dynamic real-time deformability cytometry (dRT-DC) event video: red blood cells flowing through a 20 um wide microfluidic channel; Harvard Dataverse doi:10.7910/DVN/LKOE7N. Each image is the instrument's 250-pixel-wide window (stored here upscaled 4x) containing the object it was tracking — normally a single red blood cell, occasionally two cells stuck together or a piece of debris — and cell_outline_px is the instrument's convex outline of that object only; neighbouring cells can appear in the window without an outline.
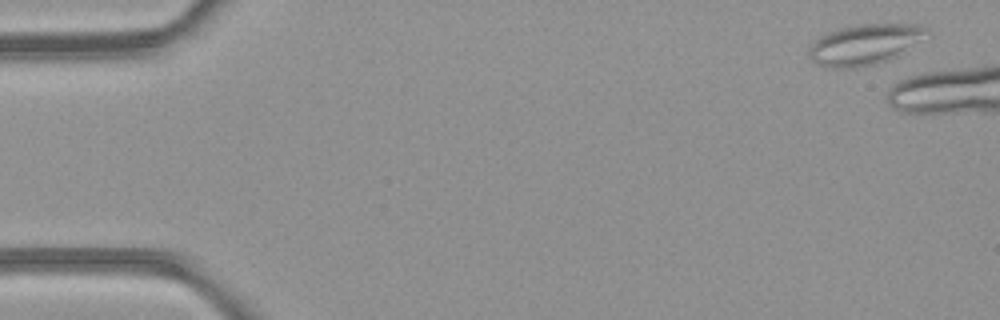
{"species": "common noctule bat (a hibernating species)", "species_latin": "Nyctalus noctula", "temperature_condition": "room temperature", "stored_images_in_passage": 10, "camera_frame_rate_fps": 3000, "um_per_image_px": 0.085, "animal": {"sex": "female", "body_mass_g": 21.9}, "frame": {"image": 1, "passage_image": 1, "time_ms": 0.0, "image_size_px": [1000, 320], "cell_outline_px": [[932, 36], [896, 56], [876, 64], [856, 68], [828, 68], [816, 64], [808, 56], [808, 48], [820, 36], [828, 32], [840, 28], [864, 24], [916, 24], [928, 28], [932, 32]], "centroid_in_image_um": [73.56, 3.78], "position_along_channel_um": 11.4, "area_um2": 28.26}}